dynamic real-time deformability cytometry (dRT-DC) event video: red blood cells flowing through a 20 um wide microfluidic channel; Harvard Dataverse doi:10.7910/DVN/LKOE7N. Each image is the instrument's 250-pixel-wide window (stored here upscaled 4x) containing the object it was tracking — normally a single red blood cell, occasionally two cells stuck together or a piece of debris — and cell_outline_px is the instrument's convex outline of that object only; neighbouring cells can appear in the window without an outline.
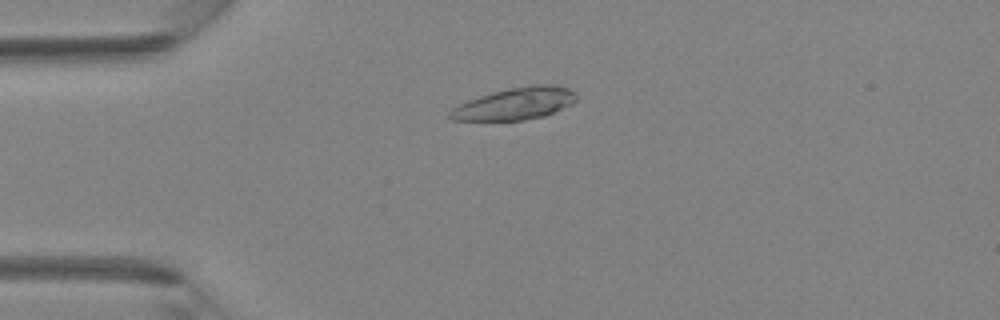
{"species": "Egyptian fruit bat (a non-hibernating species)", "species_latin": "Rousettus aegyptiacus", "temperature_condition": "room temperature", "stored_images_in_passage": 2, "camera_frame_rate_fps": 3000, "um_per_image_px": 0.085, "animal": {"sex": "female"}, "frame": {"image": 1, "passage_image": 1, "time_ms": 0.0, "image_size_px": [1000, 320], "cell_outline_px": [[576, 100], [572, 104], [544, 116], [524, 120], [452, 120], [448, 116], [448, 112], [452, 108], [468, 100], [492, 92], [508, 88], [532, 84], [556, 84], [568, 88], [576, 92]], "centroid_in_image_um": [43.81, 8.8], "position_along_channel_um": 41.2, "area_um2": 23.7}}